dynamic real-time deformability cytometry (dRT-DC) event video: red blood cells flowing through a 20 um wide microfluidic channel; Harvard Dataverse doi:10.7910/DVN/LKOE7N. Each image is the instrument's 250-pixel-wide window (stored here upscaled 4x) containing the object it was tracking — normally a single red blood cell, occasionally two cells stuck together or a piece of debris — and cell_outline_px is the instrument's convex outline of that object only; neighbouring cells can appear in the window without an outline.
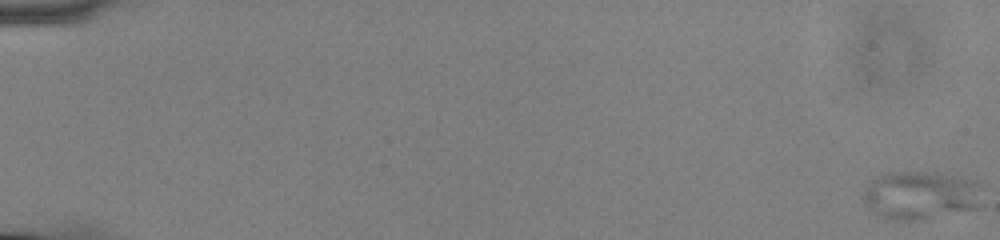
{"species": "common noctule bat (a hibernating species)", "species_latin": "Nyctalus noctula", "temperature_condition": "cold", "stored_images_in_passage": 59, "camera_frame_rate_fps": 3000, "um_per_image_px": 0.085, "animal": {"sex": "male", "body_mass_g": 13.0, "forearm_length_mm": 53.1}, "frame": {"image": 1, "passage_image": 1, "time_ms": 0.0, "image_size_px": [1000, 240], "cell_outline_px": [[980, 184], [976, 208], [924, 220], [904, 220], [888, 216], [876, 212], [860, 196], [868, 184], [876, 176], [888, 172], [936, 172], [960, 176], [980, 180]], "centroid_in_image_um": [78.28, 16.55], "position_along_channel_um": 6.7, "area_um2": 33.18}}
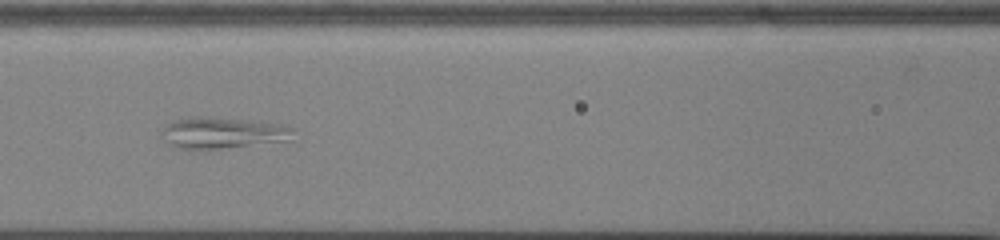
{"frame": {"image": 2, "passage_image": 28, "time_ms": 9.0, "image_size_px": [1000, 240], "cell_outline_px": [[292, 140], [220, 148], [180, 148], [168, 144], [164, 140], [160, 132], [172, 120], [188, 116], [212, 116], [260, 120], [288, 124], [292, 128]], "centroid_in_image_um": [18.96, 11.24], "position_along_channel_um": 147.6, "area_um2": 24.45}}
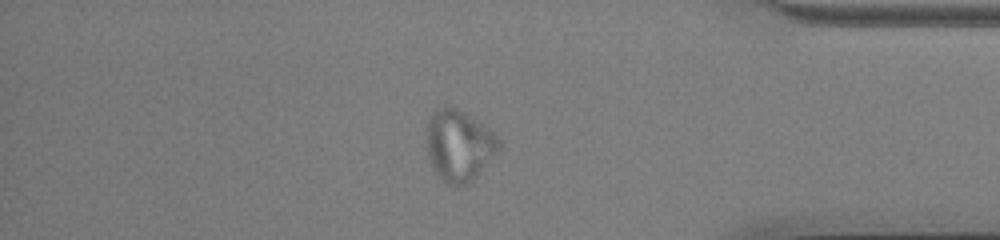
{"frame": {"image": 3, "passage_image": 50, "time_ms": 16.333, "image_size_px": [1000, 240], "cell_outline_px": [[500, 148], [476, 176], [468, 184], [456, 188], [448, 184], [432, 168], [428, 156], [428, 120], [436, 108], [444, 104], [452, 104], [488, 128], [500, 140]], "centroid_in_image_um": [39.0, 12.34], "position_along_channel_um": 396.2, "area_um2": 29.88}}